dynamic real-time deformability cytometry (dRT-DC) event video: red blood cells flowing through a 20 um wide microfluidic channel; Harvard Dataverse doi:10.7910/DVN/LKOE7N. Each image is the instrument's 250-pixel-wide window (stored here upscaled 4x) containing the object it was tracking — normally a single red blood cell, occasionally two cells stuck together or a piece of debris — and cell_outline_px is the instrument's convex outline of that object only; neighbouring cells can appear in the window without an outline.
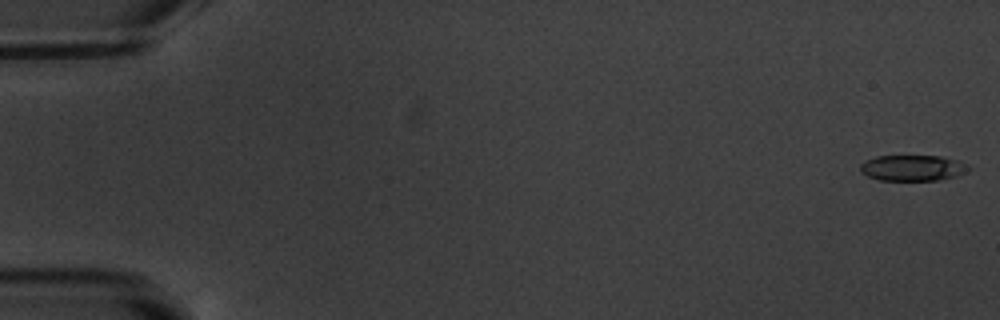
{"species": "common noctule bat (a hibernating species)", "species_latin": "Nyctalus noctula", "temperature_condition": "warm", "stored_images_in_passage": 7, "camera_frame_rate_fps": 3000, "um_per_image_px": 0.085, "animal": {"sex": "male", "body_mass_g": 20.1, "forearm_length_mm": 53.5}, "frame": {"image": 1, "passage_image": 1, "time_ms": 0.0, "image_size_px": [1000, 320], "cell_outline_px": [[972, 168], [956, 176], [940, 180], [880, 180], [868, 176], [860, 172], [860, 164], [876, 156], [940, 156], [956, 160], [968, 164]], "centroid_in_image_um": [77.59, 14.27], "position_along_channel_um": 7.4, "area_um2": 16.24}}
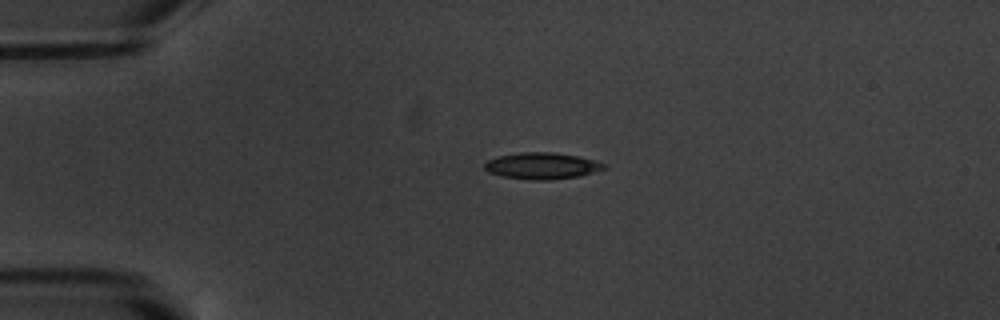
{"frame": {"image": 2, "passage_image": 4, "time_ms": 4.333, "image_size_px": [1000, 320], "cell_outline_px": [[608, 168], [580, 176], [548, 180], [532, 180], [500, 176], [488, 172], [484, 168], [484, 164], [488, 160], [500, 156], [520, 152], [552, 152], [576, 156], [608, 164]], "centroid_in_image_um": [46.08, 14.1], "position_along_channel_um": 38.9, "area_um2": 18.44}}
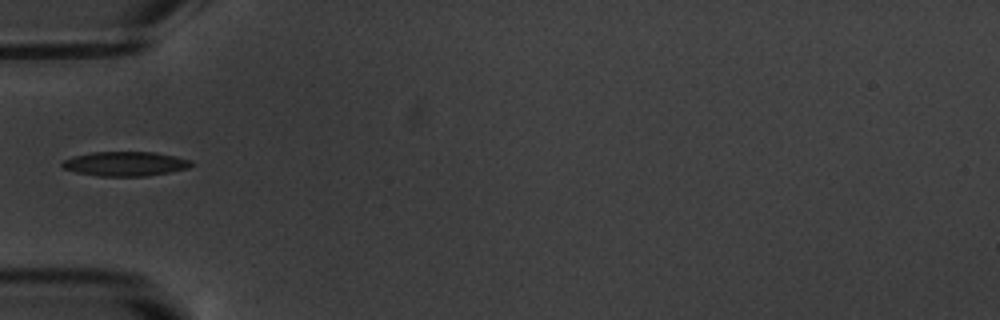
{"frame": {"image": 3, "passage_image": 5, "time_ms": 6.333, "image_size_px": [1000, 320], "cell_outline_px": [[192, 164], [188, 168], [148, 176], [100, 176], [76, 172], [64, 168], [60, 164], [64, 160], [72, 156], [92, 152], [156, 152], [176, 156], [192, 160]], "centroid_in_image_um": [10.65, 13.91], "position_along_channel_um": 74.4, "area_um2": 18.38}}